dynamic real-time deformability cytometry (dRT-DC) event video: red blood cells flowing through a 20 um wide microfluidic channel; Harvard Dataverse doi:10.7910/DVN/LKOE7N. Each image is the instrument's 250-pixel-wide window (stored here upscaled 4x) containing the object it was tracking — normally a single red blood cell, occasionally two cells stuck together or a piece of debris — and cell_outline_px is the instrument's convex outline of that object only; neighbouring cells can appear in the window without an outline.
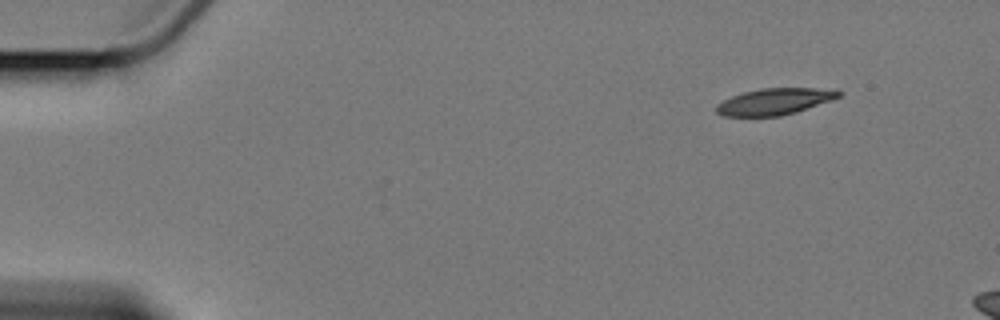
{"species": "Egyptian fruit bat (a non-hibernating species)", "species_latin": "Rousettus aegyptiacus", "temperature_condition": "cold", "stored_images_in_passage": 4, "camera_frame_rate_fps": 3000, "um_per_image_px": 0.085, "animal": {"sex": "female"}, "frame": {"image": 1, "passage_image": 1, "time_ms": 0.0, "image_size_px": [1000, 320], "cell_outline_px": [[844, 92], [840, 96], [832, 100], [796, 112], [780, 116], [724, 116], [716, 112], [716, 104], [732, 96], [744, 92], [760, 88], [816, 88]], "centroid_in_image_um": [65.82, 8.63], "position_along_channel_um": 19.2, "area_um2": 18.73}}